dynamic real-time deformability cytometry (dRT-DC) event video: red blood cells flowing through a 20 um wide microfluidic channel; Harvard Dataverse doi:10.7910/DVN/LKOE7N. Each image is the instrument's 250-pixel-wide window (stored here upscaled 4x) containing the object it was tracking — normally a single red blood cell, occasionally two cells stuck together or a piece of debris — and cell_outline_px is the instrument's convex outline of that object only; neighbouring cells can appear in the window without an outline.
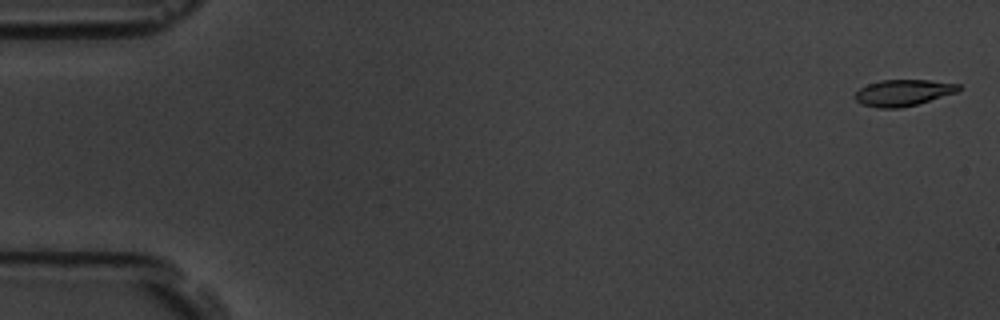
{"species": "common noctule bat (a hibernating species)", "species_latin": "Nyctalus noctula", "temperature_condition": "room temperature", "stored_images_in_passage": 5, "camera_frame_rate_fps": 3000, "um_per_image_px": 0.085, "animal": {"sex": "male", "body_mass_g": 19.5, "forearm_length_mm": 54.6}, "frame": {"image": 1, "passage_image": 1, "time_ms": 0.0, "image_size_px": [1000, 320], "cell_outline_px": [[960, 88], [956, 92], [916, 104], [900, 108], [876, 108], [860, 104], [852, 96], [860, 88], [868, 84], [880, 80], [928, 80], [960, 84]], "centroid_in_image_um": [76.7, 7.88], "position_along_channel_um": 8.3, "area_um2": 15.84}}
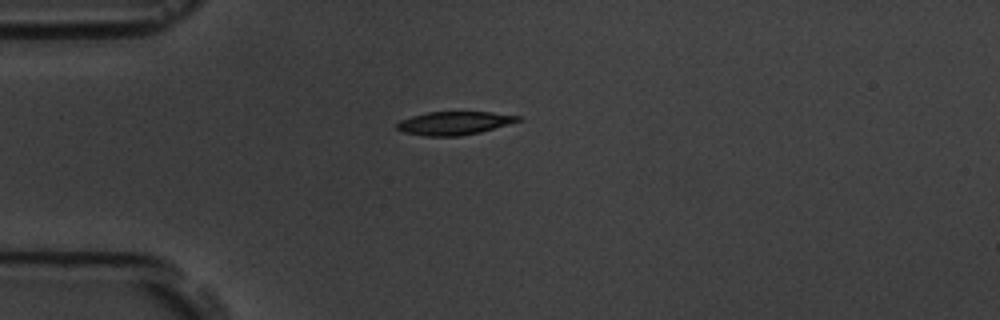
{"frame": {"image": 2, "passage_image": 5, "time_ms": 4.667, "image_size_px": [1000, 320], "cell_outline_px": [[520, 120], [508, 124], [480, 132], [460, 136], [424, 136], [404, 132], [396, 128], [396, 124], [400, 120], [412, 116], [428, 112], [492, 112], [520, 116]], "centroid_in_image_um": [38.58, 10.47], "position_along_channel_um": 46.4, "area_um2": 16.3}}